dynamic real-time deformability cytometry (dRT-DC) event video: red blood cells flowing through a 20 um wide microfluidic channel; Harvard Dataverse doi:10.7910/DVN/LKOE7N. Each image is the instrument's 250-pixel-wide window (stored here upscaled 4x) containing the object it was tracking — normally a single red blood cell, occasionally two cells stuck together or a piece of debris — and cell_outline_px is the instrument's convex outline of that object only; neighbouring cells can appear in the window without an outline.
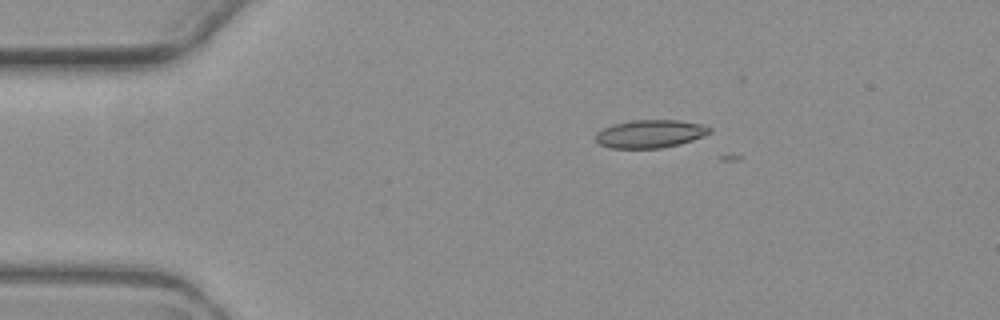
{"species": "common noctule bat (a hibernating species)", "species_latin": "Nyctalus noctula", "temperature_condition": "warm", "stored_images_in_passage": 4, "camera_frame_rate_fps": 3000, "um_per_image_px": 0.085, "animal": {"sex": "female", "body_mass_g": 19.3, "forearm_length_mm": 54.1}, "frame": {"image": 1, "passage_image": 1, "time_ms": 0.0, "image_size_px": [1000, 320], "cell_outline_px": [[712, 132], [692, 140], [680, 144], [660, 148], [608, 148], [600, 144], [596, 140], [596, 132], [612, 124], [632, 120], [680, 120], [700, 124], [712, 128]], "centroid_in_image_um": [55.26, 11.37], "position_along_channel_um": 29.7, "area_um2": 18.61}}
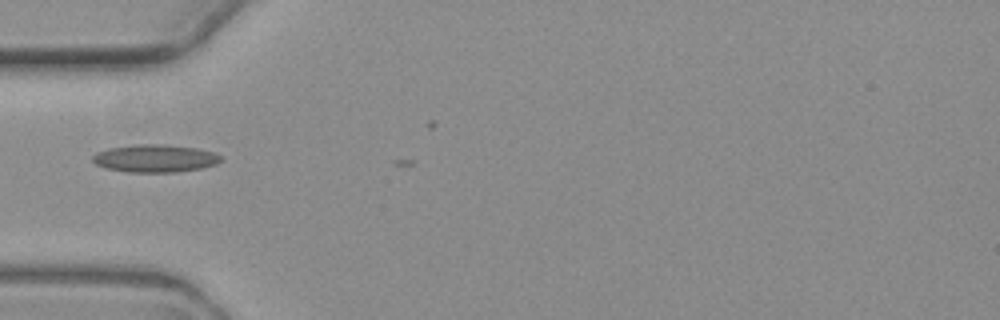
{"frame": {"image": 2, "passage_image": 3, "time_ms": 2.667, "image_size_px": [1000, 320], "cell_outline_px": [[224, 160], [216, 164], [200, 168], [176, 172], [128, 172], [108, 168], [96, 164], [92, 160], [92, 156], [96, 152], [108, 148], [136, 144], [164, 144], [196, 148], [212, 152], [224, 156]], "centroid_in_image_um": [13.2, 13.45], "position_along_channel_um": 71.8, "area_um2": 20.75}}